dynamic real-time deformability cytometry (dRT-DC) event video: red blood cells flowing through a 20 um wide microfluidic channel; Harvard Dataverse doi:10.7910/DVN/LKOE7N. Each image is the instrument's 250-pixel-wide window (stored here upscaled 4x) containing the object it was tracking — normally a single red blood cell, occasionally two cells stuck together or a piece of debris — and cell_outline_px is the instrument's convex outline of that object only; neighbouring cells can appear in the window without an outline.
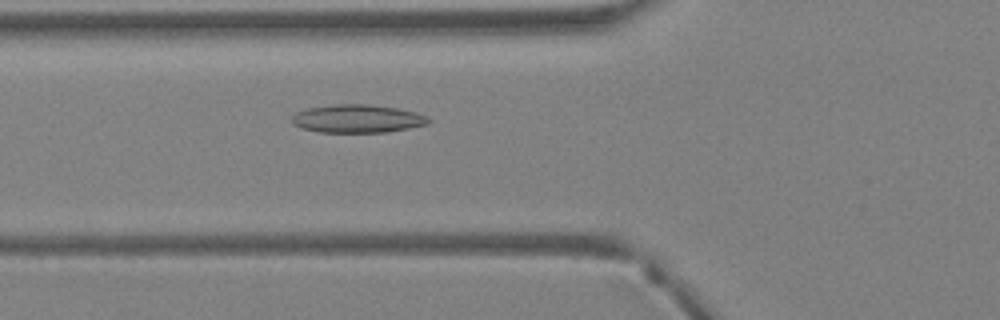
{"species": "Egyptian fruit bat (a non-hibernating species)", "species_latin": "Rousettus aegyptiacus", "temperature_condition": "warm", "stored_images_in_passage": 35, "camera_frame_rate_fps": 3000, "um_per_image_px": 0.085, "animal": {"sex": "female"}, "frame": {"image": 1, "passage_image": 10, "time_ms": 3.0, "image_size_px": [1000, 320], "cell_outline_px": [[432, 120], [428, 124], [388, 132], [320, 132], [300, 128], [292, 124], [292, 116], [296, 112], [308, 108], [332, 104], [368, 104], [396, 108], [416, 112], [428, 116]], "centroid_in_image_um": [30.38, 10.09], "position_along_channel_um": 95.4, "area_um2": 22.54}}
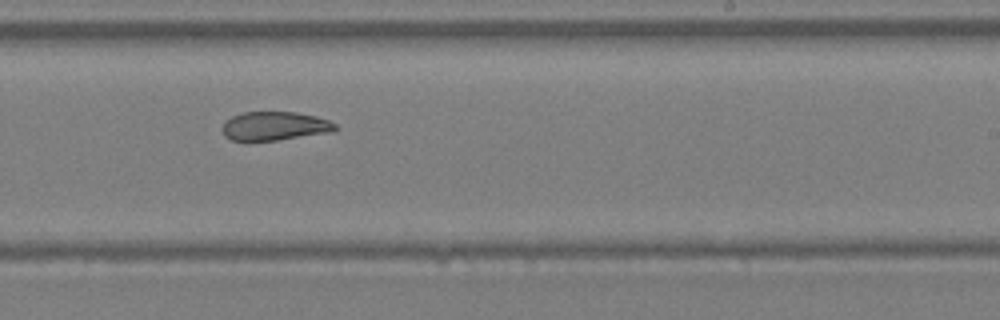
{"frame": {"image": 2, "passage_image": 20, "time_ms": 6.333, "image_size_px": [1000, 320], "cell_outline_px": [[340, 128], [332, 132], [276, 140], [232, 140], [224, 136], [224, 124], [232, 116], [244, 112], [296, 112], [316, 116], [328, 120], [336, 124]], "centroid_in_image_um": [23.41, 10.71], "position_along_channel_um": 265.6, "area_um2": 18.73}}
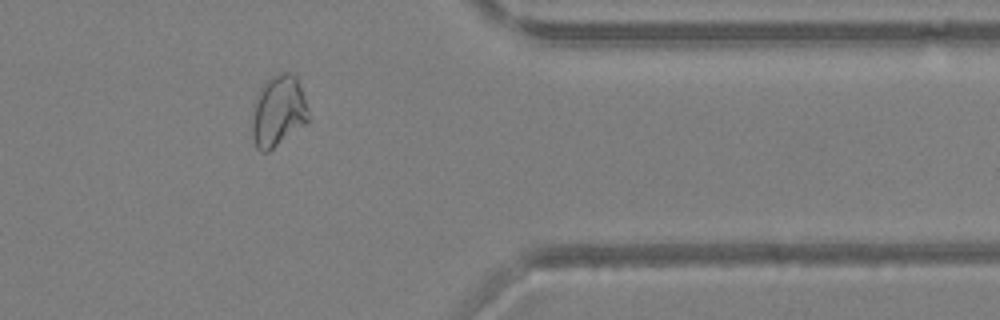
{"frame": {"image": 3, "passage_image": 28, "time_ms": 9.0, "image_size_px": [1000, 320], "cell_outline_px": [[308, 120], [304, 124], [268, 152], [260, 152], [256, 148], [252, 136], [252, 120], [256, 100], [260, 88], [272, 76], [280, 72], [292, 72], [296, 76], [304, 96], [308, 108]], "centroid_in_image_um": [23.65, 9.44], "position_along_channel_um": 387.8, "area_um2": 23.06}}